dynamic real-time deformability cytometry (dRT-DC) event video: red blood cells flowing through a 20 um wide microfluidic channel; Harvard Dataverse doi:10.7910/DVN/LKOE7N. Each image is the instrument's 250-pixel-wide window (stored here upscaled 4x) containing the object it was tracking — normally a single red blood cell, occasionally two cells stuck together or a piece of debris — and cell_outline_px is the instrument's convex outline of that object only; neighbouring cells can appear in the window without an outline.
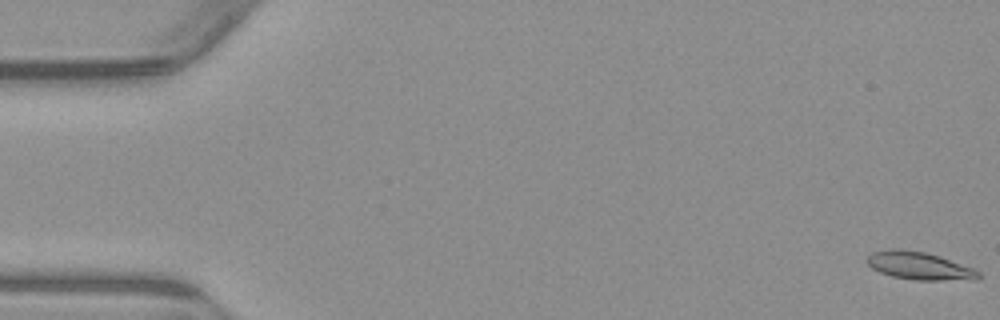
{"species": "common noctule bat (a hibernating species)", "species_latin": "Nyctalus noctula", "temperature_condition": "warm", "stored_images_in_passage": 54, "camera_frame_rate_fps": 3000, "um_per_image_px": 0.085, "animal": {"sex": "male", "body_mass_g": 23.1, "forearm_length_mm": 52.7}, "frame": {"image": 1, "passage_image": 1, "time_ms": 0.0, "image_size_px": [1000, 320], "cell_outline_px": [[980, 276], [976, 280], [916, 280], [892, 276], [880, 272], [872, 268], [868, 264], [868, 256], [872, 252], [892, 248], [896, 248], [924, 252], [940, 256], [972, 268], [980, 272]], "centroid_in_image_um": [78.15, 22.6], "position_along_channel_um": 6.8, "area_um2": 17.92}}
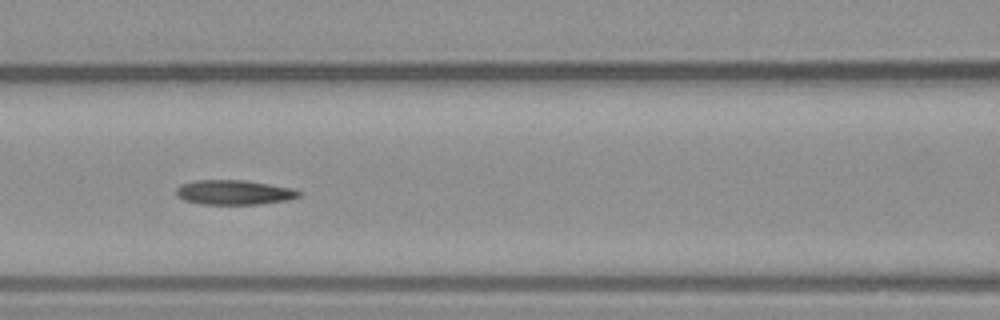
{"frame": {"image": 2, "passage_image": 24, "time_ms": 7.667, "image_size_px": [1000, 320], "cell_outline_px": [[304, 192], [300, 196], [288, 200], [260, 204], [204, 204], [184, 200], [176, 196], [176, 188], [180, 184], [196, 180], [244, 180], [292, 188]], "centroid_in_image_um": [19.9, 16.35], "position_along_channel_um": 146.7, "area_um2": 17.69}}
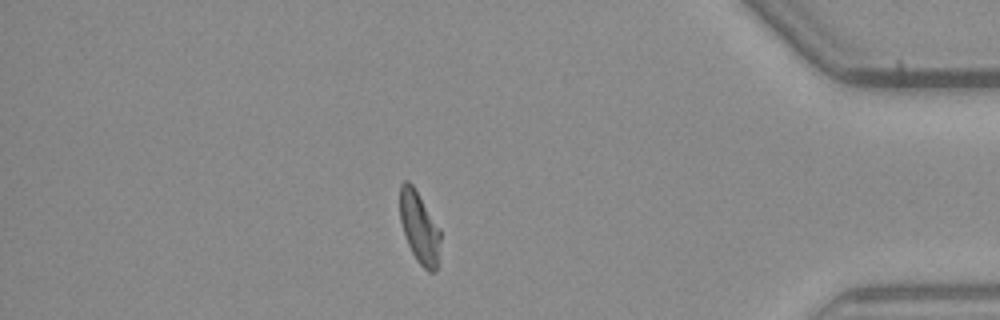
{"frame": {"image": 3, "passage_image": 47, "time_ms": 15.333, "image_size_px": [1000, 320], "cell_outline_px": [[440, 240], [436, 272], [428, 272], [416, 260], [408, 244], [400, 220], [400, 184], [404, 180], [408, 180], [412, 184], [440, 228]], "centroid_in_image_um": [35.64, 19.33], "position_along_channel_um": 399.6, "area_um2": 16.76}, "authors_computed_cell_mechanics": {"area_um2": 17.5134, "velocity_mm_per_s": 3.8445, "shape_relaxation_time_tau1_ms": 8.1101, "shape_relaxation_time_tau2_ms": 2.74, "deformation_change_tau1": 0.1958, "deformation_change_tau2": 0.0976}}